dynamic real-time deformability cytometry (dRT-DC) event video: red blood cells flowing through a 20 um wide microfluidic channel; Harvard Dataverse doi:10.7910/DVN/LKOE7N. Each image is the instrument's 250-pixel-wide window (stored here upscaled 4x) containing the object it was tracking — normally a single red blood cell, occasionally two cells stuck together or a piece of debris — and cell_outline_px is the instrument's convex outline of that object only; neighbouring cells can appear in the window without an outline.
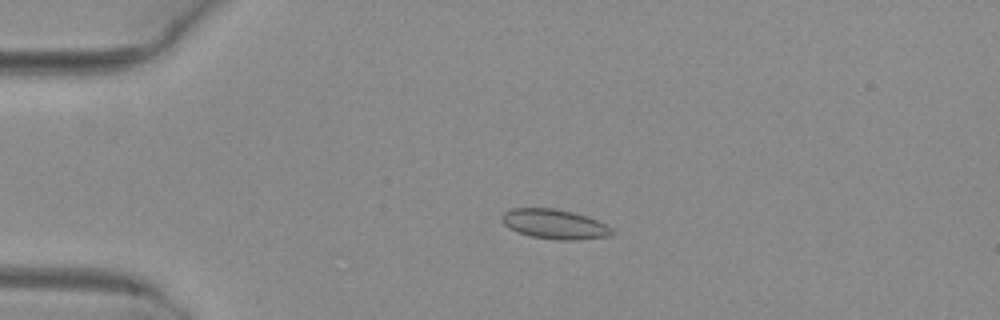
{"species": "common noctule bat (a hibernating species)", "species_latin": "Nyctalus noctula", "temperature_condition": "warm", "stored_images_in_passage": 52, "camera_frame_rate_fps": 3000, "um_per_image_px": 0.085, "animal": {"sex": "female", "body_mass_g": 29.2, "forearm_length_mm": 56.3}, "frame": {"image": 1, "passage_image": 12, "time_ms": 3.667, "image_size_px": [1000, 320], "cell_outline_px": [[616, 232], [612, 236], [576, 240], [556, 240], [532, 236], [516, 232], [508, 228], [500, 220], [500, 216], [504, 212], [512, 208], [556, 208], [588, 216], [612, 228]], "centroid_in_image_um": [47.13, 19.05], "position_along_channel_um": 37.9, "area_um2": 19.31}}
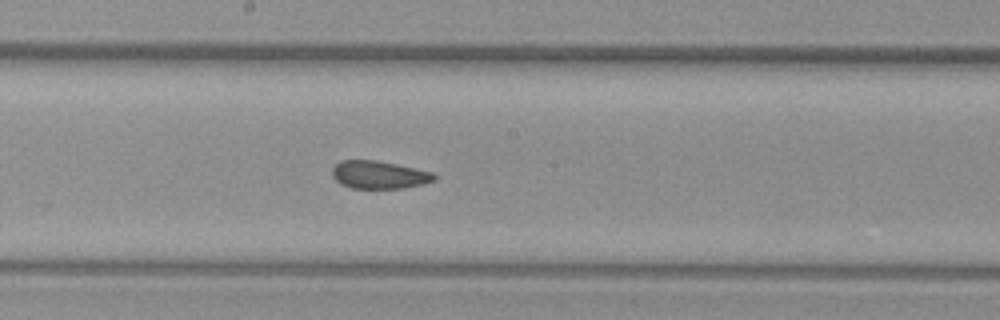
{"frame": {"image": 2, "passage_image": 28, "time_ms": 9.0, "image_size_px": [1000, 320], "cell_outline_px": [[436, 180], [424, 184], [404, 188], [352, 188], [340, 184], [332, 176], [332, 168], [340, 160], [372, 160], [396, 164], [432, 172], [436, 176]], "centroid_in_image_um": [32.21, 14.86], "position_along_channel_um": 216.0, "area_um2": 16.53}}
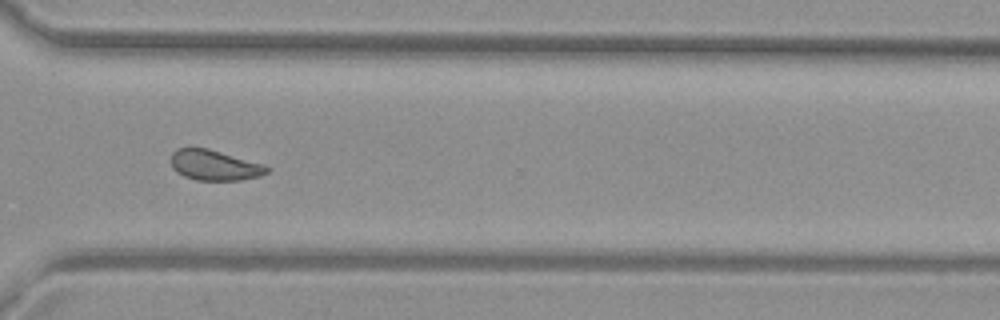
{"frame": {"image": 3, "passage_image": 38, "time_ms": 12.333, "image_size_px": [1000, 320], "cell_outline_px": [[272, 168], [268, 172], [260, 176], [240, 180], [196, 180], [184, 176], [176, 172], [172, 168], [172, 152], [176, 148], [208, 148], [264, 164]], "centroid_in_image_um": [18.25, 14.04], "position_along_channel_um": 352.3, "area_um2": 17.05}, "authors_computed_cell_mechanics": {"area_um2": 17.34, "velocity_mm_per_s": 4.0952, "shape_relaxation_time_tau1_ms": null, "shape_relaxation_time_tau2_ms": 2.432, "deformation_change_tau1": null, "deformation_change_tau2": 0.0748}}